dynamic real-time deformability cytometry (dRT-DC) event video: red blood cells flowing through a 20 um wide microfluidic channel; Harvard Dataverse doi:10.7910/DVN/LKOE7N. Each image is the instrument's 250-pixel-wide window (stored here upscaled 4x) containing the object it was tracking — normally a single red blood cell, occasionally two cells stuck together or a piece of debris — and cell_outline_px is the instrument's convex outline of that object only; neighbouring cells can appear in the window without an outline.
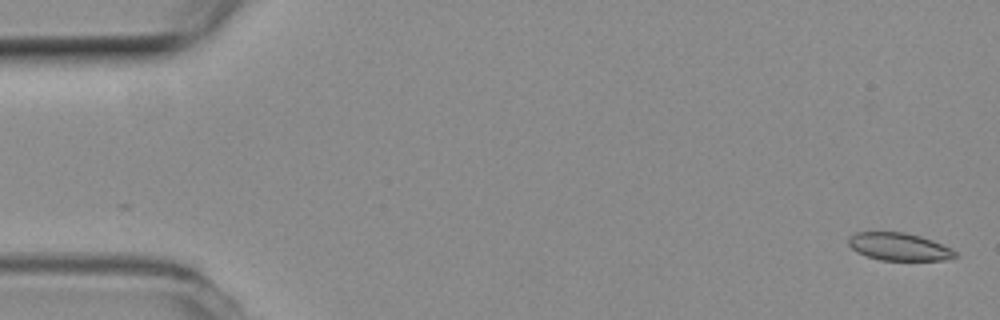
{"species": "common noctule bat (a hibernating species)", "species_latin": "Nyctalus noctula", "temperature_condition": "room temperature", "stored_images_in_passage": 5, "camera_frame_rate_fps": 3000, "um_per_image_px": 0.085, "animal": {"sex": "female", "body_mass_g": 19.3, "forearm_length_mm": 54.1}, "frame": {"image": 1, "passage_image": 1, "time_ms": 0.0, "image_size_px": [1000, 320], "cell_outline_px": [[960, 256], [944, 260], [880, 260], [856, 252], [848, 244], [848, 236], [856, 232], [904, 232], [920, 236], [932, 240], [952, 248]], "centroid_in_image_um": [76.43, 20.97], "position_along_channel_um": 8.6, "area_um2": 17.28}}
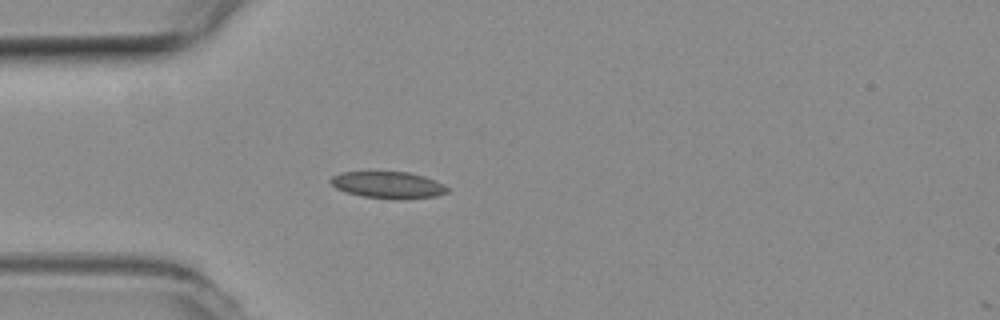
{"frame": {"image": 2, "passage_image": 5, "time_ms": 1.333, "image_size_px": [1000, 320], "cell_outline_px": [[448, 192], [436, 196], [404, 200], [392, 200], [360, 196], [344, 192], [336, 188], [328, 180], [332, 176], [340, 172], [408, 172], [424, 176], [436, 180], [444, 184], [448, 188]], "centroid_in_image_um": [32.99, 15.74], "position_along_channel_um": 52.0, "area_um2": 18.61}}